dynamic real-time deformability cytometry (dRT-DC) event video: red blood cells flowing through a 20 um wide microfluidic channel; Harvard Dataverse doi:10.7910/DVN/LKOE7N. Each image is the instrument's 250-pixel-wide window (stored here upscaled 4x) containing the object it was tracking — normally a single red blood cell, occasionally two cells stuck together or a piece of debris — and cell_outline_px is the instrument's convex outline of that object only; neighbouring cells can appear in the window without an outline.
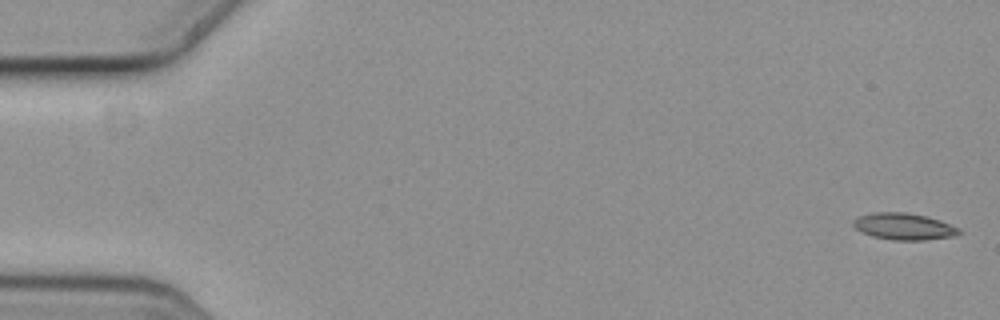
{"species": "common noctule bat (a hibernating species)", "species_latin": "Nyctalus noctula", "temperature_condition": "cold", "stored_images_in_passage": 6, "camera_frame_rate_fps": 3000, "um_per_image_px": 0.085, "animal": {"sex": "female", "body_mass_g": 19.3, "forearm_length_mm": 54.1}, "frame": {"image": 1, "passage_image": 1, "time_ms": 0.0, "image_size_px": [1000, 320], "cell_outline_px": [[964, 232], [956, 236], [924, 240], [892, 240], [872, 236], [860, 232], [852, 224], [852, 220], [860, 216], [872, 212], [904, 212], [924, 216], [940, 220], [960, 228]], "centroid_in_image_um": [76.84, 19.26], "position_along_channel_um": 8.2, "area_um2": 16.59}}